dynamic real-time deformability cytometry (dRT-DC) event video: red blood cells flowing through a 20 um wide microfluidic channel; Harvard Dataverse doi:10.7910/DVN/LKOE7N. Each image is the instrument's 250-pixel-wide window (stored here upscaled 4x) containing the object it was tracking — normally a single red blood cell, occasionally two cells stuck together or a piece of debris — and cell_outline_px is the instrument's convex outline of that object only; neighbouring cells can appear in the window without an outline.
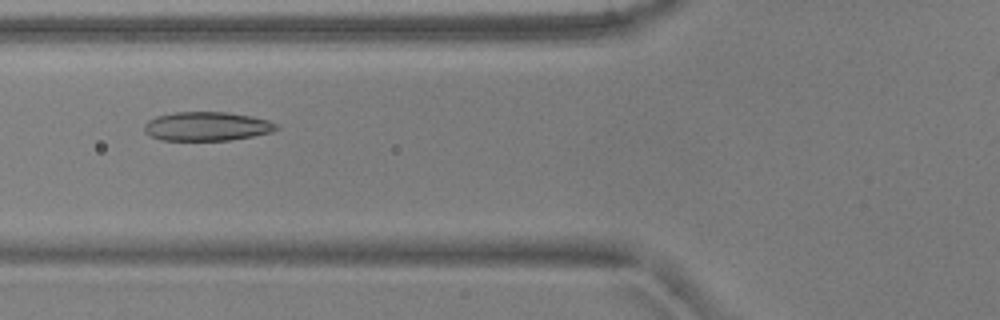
{"species": "common noctule bat (a hibernating species)", "species_latin": "Nyctalus noctula", "temperature_condition": "warm", "stored_images_in_passage": 6, "camera_frame_rate_fps": 3000, "um_per_image_px": 0.085, "animal": {"sex": "male", "body_mass_g": 17.9, "forearm_length_mm": 54.2}, "frame": {"image": 1, "passage_image": 3, "time_ms": 0.667, "image_size_px": [1000, 320], "cell_outline_px": [[280, 128], [272, 132], [252, 136], [228, 140], [160, 140], [144, 132], [144, 124], [148, 120], [156, 116], [172, 112], [228, 112], [252, 116], [268, 120], [276, 124]], "centroid_in_image_um": [17.57, 10.73], "position_along_channel_um": 108.2, "area_um2": 22.37}}
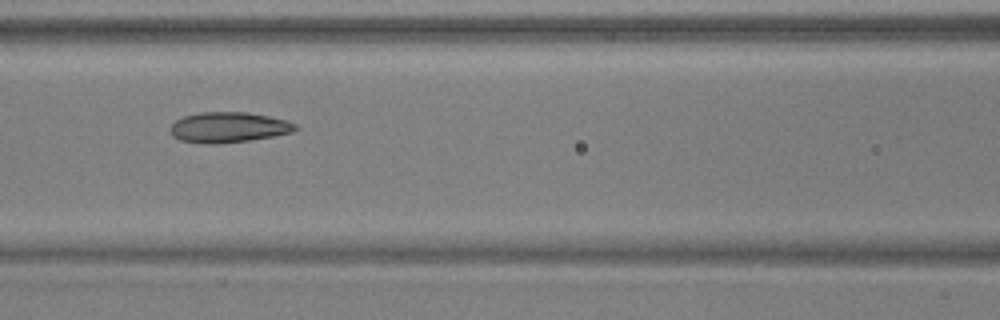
{"frame": {"image": 2, "passage_image": 4, "time_ms": 1.0, "image_size_px": [1000, 320], "cell_outline_px": [[296, 128], [292, 132], [272, 136], [248, 140], [212, 144], [204, 144], [180, 140], [172, 136], [168, 128], [176, 120], [184, 116], [200, 112], [248, 112], [288, 120], [296, 124]], "centroid_in_image_um": [19.38, 10.81], "position_along_channel_um": 147.2, "area_um2": 22.14}}
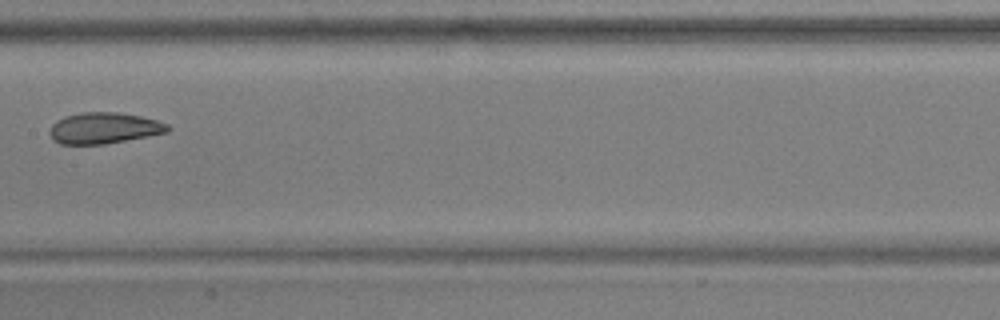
{"frame": {"image": 3, "passage_image": 5, "time_ms": 1.333, "image_size_px": [1000, 320], "cell_outline_px": [[172, 128], [168, 132], [148, 136], [104, 144], [60, 144], [52, 140], [48, 132], [52, 124], [56, 120], [64, 116], [80, 112], [116, 112], [140, 116], [156, 120], [168, 124]], "centroid_in_image_um": [8.81, 10.88], "position_along_channel_um": 198.6, "area_um2": 21.56}}